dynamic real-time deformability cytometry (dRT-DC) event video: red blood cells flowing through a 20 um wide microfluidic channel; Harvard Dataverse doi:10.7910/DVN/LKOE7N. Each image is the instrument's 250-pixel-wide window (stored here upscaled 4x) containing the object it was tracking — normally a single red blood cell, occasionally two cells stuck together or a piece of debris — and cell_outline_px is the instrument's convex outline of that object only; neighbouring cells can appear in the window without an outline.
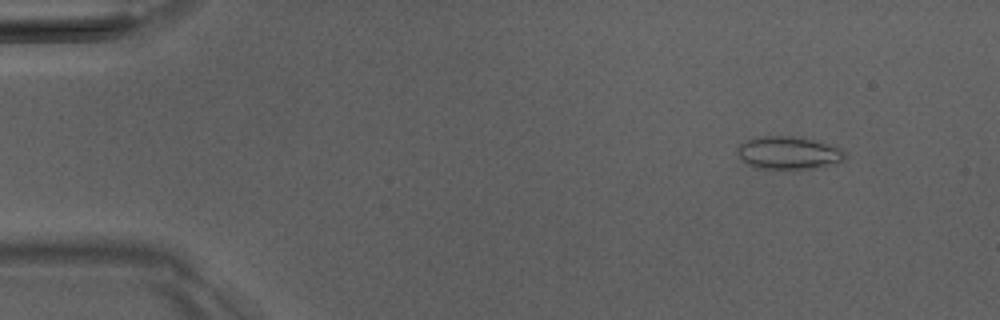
{"species": "Egyptian fruit bat (a non-hibernating species)", "species_latin": "Rousettus aegyptiacus", "temperature_condition": "room temperature", "stored_images_in_passage": 4, "camera_frame_rate_fps": 3000, "um_per_image_px": 0.085, "animal": {"sex": "male"}, "frame": {"image": 1, "passage_image": 2, "time_ms": 1.0, "image_size_px": [1000, 320], "cell_outline_px": [[848, 156], [844, 160], [816, 168], [756, 168], [748, 164], [736, 152], [736, 148], [744, 140], [756, 136], [788, 136], [808, 140], [840, 148]], "centroid_in_image_um": [66.96, 12.99], "position_along_channel_um": 18.0, "area_um2": 20.11}}